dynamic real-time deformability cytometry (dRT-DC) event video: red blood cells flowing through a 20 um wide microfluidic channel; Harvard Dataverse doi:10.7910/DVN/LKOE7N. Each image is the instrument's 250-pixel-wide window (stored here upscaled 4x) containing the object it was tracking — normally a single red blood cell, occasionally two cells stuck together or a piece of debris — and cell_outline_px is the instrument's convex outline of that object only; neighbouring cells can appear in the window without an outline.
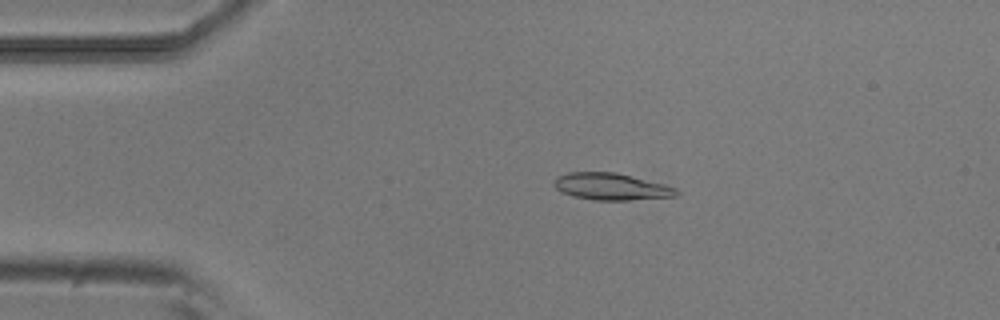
{"species": "common noctule bat (a hibernating species)", "species_latin": "Nyctalus noctula", "temperature_condition": "room temperature", "stored_images_in_passage": 43, "camera_frame_rate_fps": 3000, "um_per_image_px": 0.085, "animal": {"sex": "male", "body_mass_g": 20.5, "forearm_length_mm": 52.5}, "frame": {"image": 1, "passage_image": 1, "time_ms": 0.0, "image_size_px": [1000, 320], "cell_outline_px": [[680, 192], [676, 196], [628, 200], [592, 200], [572, 196], [556, 188], [552, 184], [556, 176], [568, 172], [616, 172], [664, 184], [676, 188]], "centroid_in_image_um": [51.93, 15.86], "position_along_channel_um": 33.1, "area_um2": 19.19}}
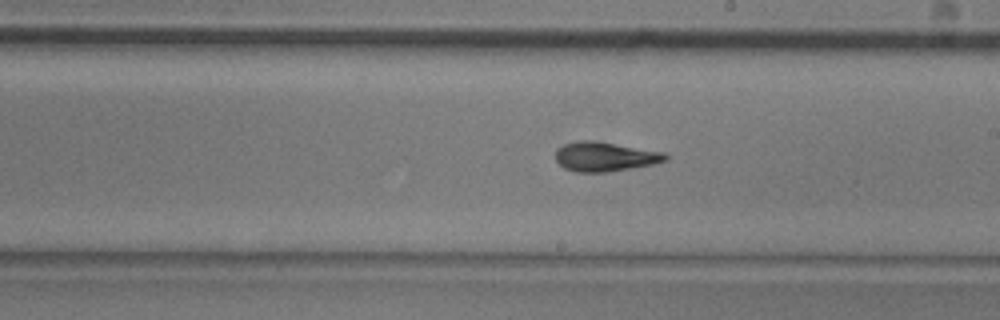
{"frame": {"image": 2, "passage_image": 20, "time_ms": 6.333, "image_size_px": [1000, 320], "cell_outline_px": [[668, 160], [652, 164], [608, 172], [576, 172], [564, 168], [556, 160], [556, 148], [564, 144], [576, 140], [596, 140], [664, 152], [668, 156]], "centroid_in_image_um": [51.4, 13.3], "position_along_channel_um": 237.6, "area_um2": 18.96}}
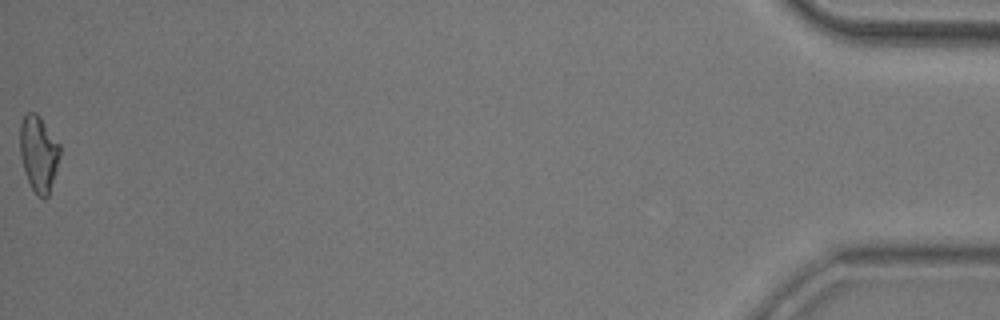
{"frame": {"image": 3, "passage_image": 43, "time_ms": 14.0, "image_size_px": [1000, 320], "cell_outline_px": [[60, 152], [56, 172], [48, 196], [44, 200], [36, 196], [24, 172], [20, 156], [20, 124], [24, 116], [28, 112], [36, 112], [40, 116], [60, 144]], "centroid_in_image_um": [3.28, 13.07], "position_along_channel_um": 431.9, "area_um2": 17.86}, "authors_computed_cell_mechanics": {"area_um2": 18.0336, "velocity_mm_per_s": 3.8521, "shape_relaxation_time_tau1_ms": 5.4093, "shape_relaxation_time_tau2_ms": 2.0917, "deformation_change_tau1": 0.1721, "deformation_change_tau2": 0.0883}}